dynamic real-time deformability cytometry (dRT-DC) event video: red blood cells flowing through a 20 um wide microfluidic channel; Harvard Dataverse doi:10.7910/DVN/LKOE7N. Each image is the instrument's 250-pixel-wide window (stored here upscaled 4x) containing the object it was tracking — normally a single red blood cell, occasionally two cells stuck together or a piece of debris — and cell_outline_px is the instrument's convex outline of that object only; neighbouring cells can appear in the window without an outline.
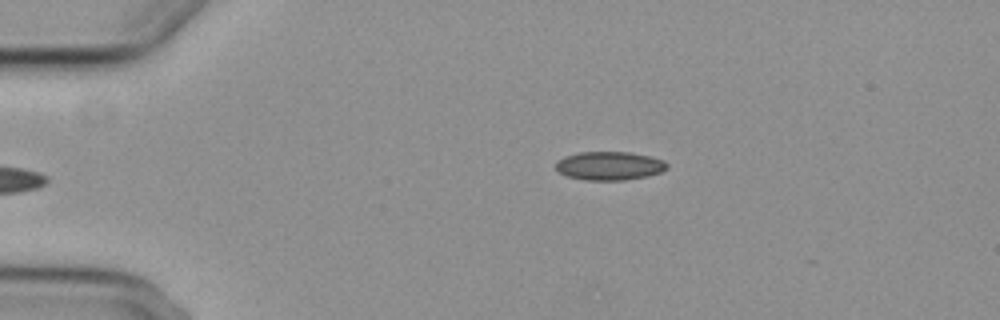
{"species": "common noctule bat (a hibernating species)", "species_latin": "Nyctalus noctula", "temperature_condition": "cold", "stored_images_in_passage": 3, "camera_frame_rate_fps": 3000, "um_per_image_px": 0.085, "animal": {"sex": "female", "body_mass_g": 29.2, "forearm_length_mm": 56.3}, "frame": {"image": 1, "passage_image": 2, "time_ms": 5.0, "image_size_px": [1000, 320], "cell_outline_px": [[668, 168], [660, 172], [644, 176], [624, 180], [584, 180], [568, 176], [560, 172], [556, 168], [556, 160], [564, 156], [580, 152], [628, 152], [652, 156], [664, 160], [668, 164]], "centroid_in_image_um": [51.8, 14.08], "position_along_channel_um": 33.2, "area_um2": 18.5}}